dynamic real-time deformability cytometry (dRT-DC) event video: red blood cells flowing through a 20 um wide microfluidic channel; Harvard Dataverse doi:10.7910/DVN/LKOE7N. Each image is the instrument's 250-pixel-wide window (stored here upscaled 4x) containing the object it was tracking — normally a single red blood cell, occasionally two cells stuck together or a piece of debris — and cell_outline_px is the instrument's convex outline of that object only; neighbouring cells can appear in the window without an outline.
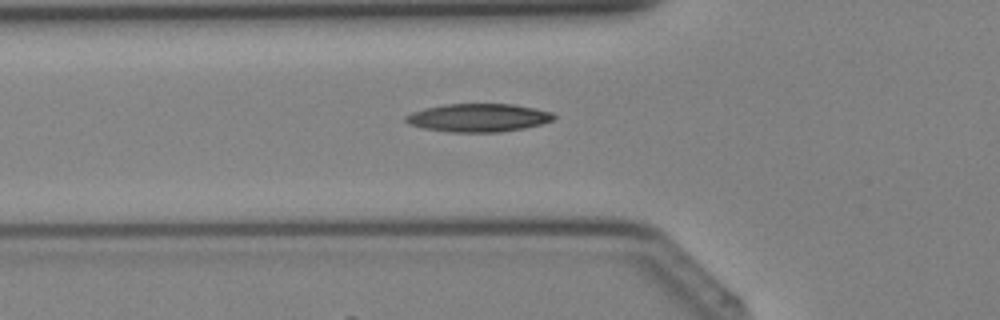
{"species": "Egyptian fruit bat (a non-hibernating species)", "species_latin": "Rousettus aegyptiacus", "temperature_condition": "cold", "stored_images_in_passage": 27, "camera_frame_rate_fps": 3000, "um_per_image_px": 0.085, "animal": {"sex": "female"}, "frame": {"image": 1, "passage_image": 4, "time_ms": 1.0, "image_size_px": [1000, 320], "cell_outline_px": [[556, 116], [552, 120], [540, 124], [524, 128], [496, 132], [452, 132], [424, 128], [408, 124], [404, 120], [404, 116], [412, 112], [424, 108], [444, 104], [512, 104], [536, 108], [552, 112]], "centroid_in_image_um": [40.63, 10.0], "position_along_channel_um": 85.2, "area_um2": 24.28}}
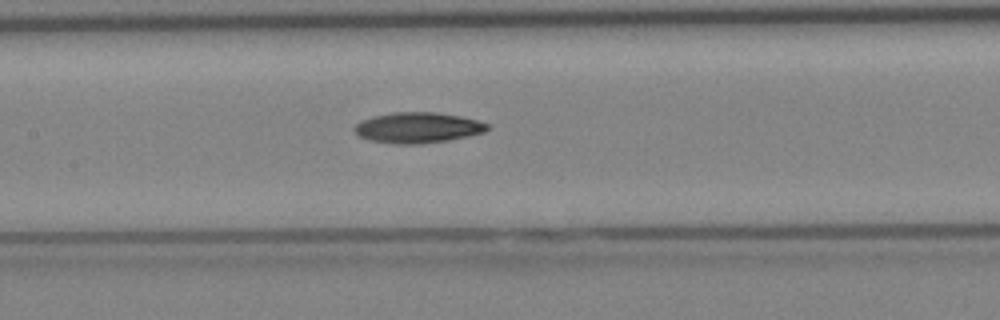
{"frame": {"image": 2, "passage_image": 9, "time_ms": 2.667, "image_size_px": [1000, 320], "cell_outline_px": [[488, 128], [484, 132], [468, 136], [448, 140], [420, 144], [396, 144], [368, 140], [360, 136], [352, 128], [360, 120], [372, 116], [392, 112], [436, 112], [460, 116], [476, 120], [488, 124]], "centroid_in_image_um": [35.46, 10.85], "position_along_channel_um": 171.9, "area_um2": 23.76}}
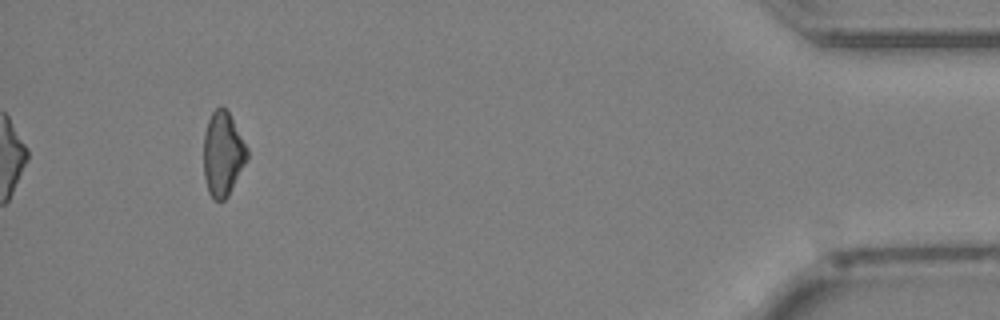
{"frame": {"image": 3, "passage_image": 27, "time_ms": 8.667, "image_size_px": [1000, 320], "cell_outline_px": [[248, 160], [228, 196], [224, 200], [212, 200], [208, 192], [204, 176], [204, 132], [208, 120], [212, 112], [220, 104], [228, 112], [248, 148]], "centroid_in_image_um": [18.94, 13.1], "position_along_channel_um": 416.3, "area_um2": 21.5}}